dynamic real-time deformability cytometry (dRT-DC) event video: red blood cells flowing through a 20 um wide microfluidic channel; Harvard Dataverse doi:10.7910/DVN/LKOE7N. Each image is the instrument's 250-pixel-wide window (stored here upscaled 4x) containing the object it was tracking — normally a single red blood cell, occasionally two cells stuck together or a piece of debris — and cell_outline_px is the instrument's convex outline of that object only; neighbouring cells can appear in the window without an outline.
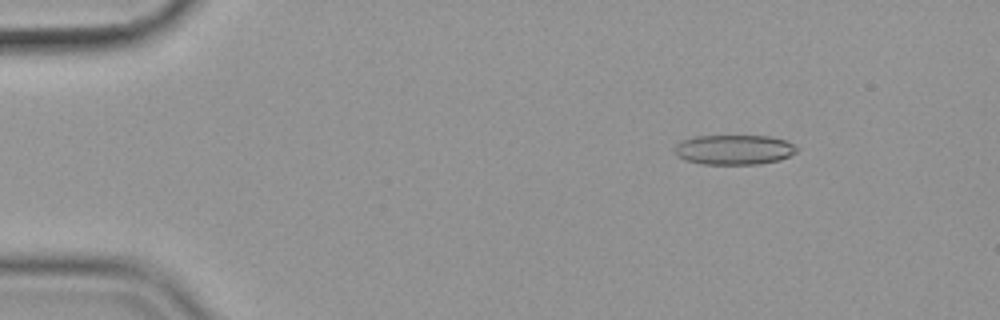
{"species": "common noctule bat (a hibernating species)", "species_latin": "Nyctalus noctula", "temperature_condition": "cold", "stored_images_in_passage": 56, "camera_frame_rate_fps": 3000, "um_per_image_px": 0.085, "animal": {"sex": "female", "body_mass_g": 19.9}, "frame": {"image": 1, "passage_image": 8, "time_ms": 2.333, "image_size_px": [1000, 320], "cell_outline_px": [[796, 152], [780, 160], [760, 164], [704, 164], [684, 160], [676, 156], [676, 144], [684, 140], [696, 136], [772, 136], [788, 140], [796, 148]], "centroid_in_image_um": [62.41, 12.72], "position_along_channel_um": 22.6, "area_um2": 21.21}}
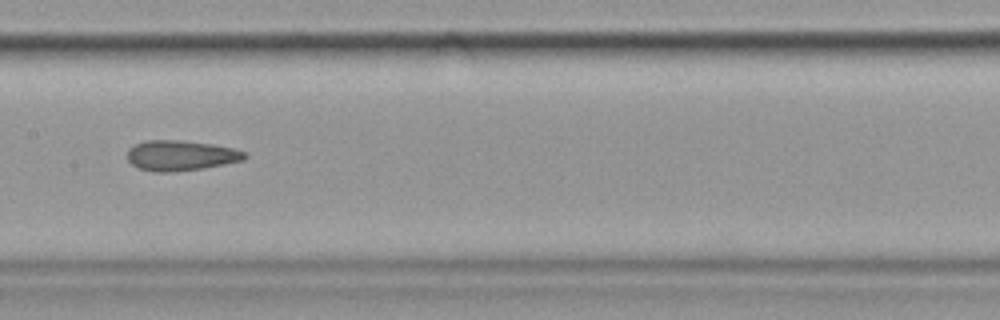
{"frame": {"image": 2, "passage_image": 29, "time_ms": 9.333, "image_size_px": [1000, 320], "cell_outline_px": [[248, 156], [244, 160], [204, 168], [172, 172], [152, 172], [136, 168], [128, 160], [128, 148], [144, 140], [184, 140], [212, 144], [232, 148], [244, 152]], "centroid_in_image_um": [15.34, 13.22], "position_along_channel_um": 192.1, "area_um2": 20.87}}
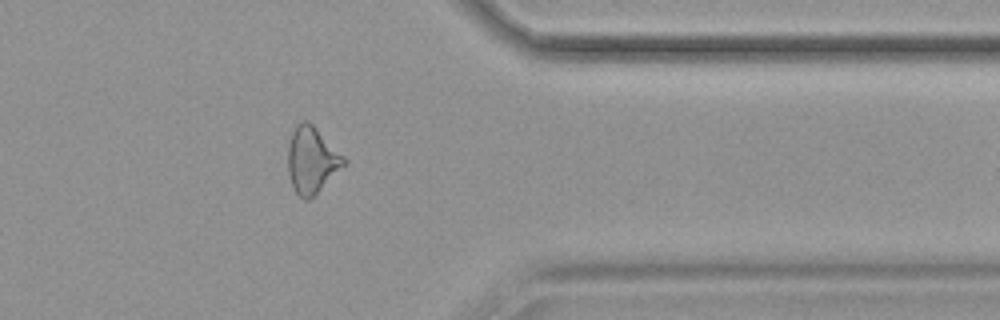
{"frame": {"image": 3, "passage_image": 46, "time_ms": 15.0, "image_size_px": [1000, 320], "cell_outline_px": [[348, 164], [308, 200], [304, 200], [296, 192], [292, 184], [288, 172], [288, 144], [292, 132], [296, 124], [304, 120], [308, 120], [344, 156]], "centroid_in_image_um": [26.51, 13.59], "position_along_channel_um": 384.9, "area_um2": 21.56}, "authors_computed_cell_mechanics": {"area_um2": 21.5305, "velocity_mm_per_s": 3.5929, "shape_relaxation_time_tau1_ms": null, "shape_relaxation_time_tau2_ms": 3.0982, "deformation_change_tau1": null, "deformation_change_tau2": 0.1225}}